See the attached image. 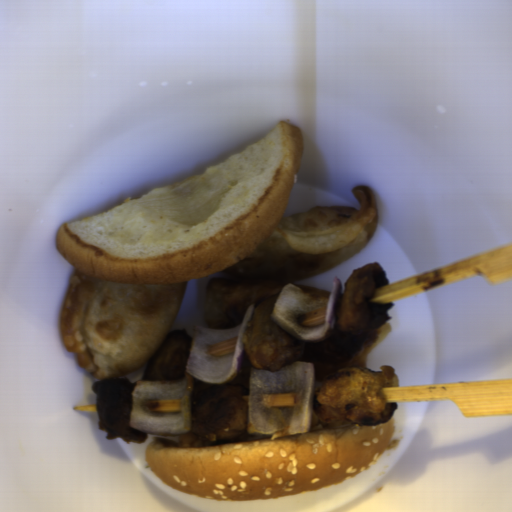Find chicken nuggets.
<instances>
[{
	"label": "chicken nuggets",
	"instance_id": "obj_1",
	"mask_svg": "<svg viewBox=\"0 0 512 512\" xmlns=\"http://www.w3.org/2000/svg\"><path fill=\"white\" fill-rule=\"evenodd\" d=\"M381 371L367 367L342 368L323 376V385L314 388L312 412L322 425L349 421L358 426H376L392 418L400 403L386 402L383 387H399L393 366Z\"/></svg>",
	"mask_w": 512,
	"mask_h": 512
},
{
	"label": "chicken nuggets",
	"instance_id": "obj_2",
	"mask_svg": "<svg viewBox=\"0 0 512 512\" xmlns=\"http://www.w3.org/2000/svg\"><path fill=\"white\" fill-rule=\"evenodd\" d=\"M248 395L243 385L213 384L191 395L190 431L210 442L233 440L248 429Z\"/></svg>",
	"mask_w": 512,
	"mask_h": 512
},
{
	"label": "chicken nuggets",
	"instance_id": "obj_3",
	"mask_svg": "<svg viewBox=\"0 0 512 512\" xmlns=\"http://www.w3.org/2000/svg\"><path fill=\"white\" fill-rule=\"evenodd\" d=\"M390 279L377 261L355 268L344 282V290L336 304L334 330L365 335L386 324L392 316L388 311L394 302H370L377 287L388 285Z\"/></svg>",
	"mask_w": 512,
	"mask_h": 512
},
{
	"label": "chicken nuggets",
	"instance_id": "obj_4",
	"mask_svg": "<svg viewBox=\"0 0 512 512\" xmlns=\"http://www.w3.org/2000/svg\"><path fill=\"white\" fill-rule=\"evenodd\" d=\"M278 294L255 306L243 335V350L247 359L257 369H269L270 372L280 371L302 359L307 345V342L297 340L273 323L270 311Z\"/></svg>",
	"mask_w": 512,
	"mask_h": 512
},
{
	"label": "chicken nuggets",
	"instance_id": "obj_5",
	"mask_svg": "<svg viewBox=\"0 0 512 512\" xmlns=\"http://www.w3.org/2000/svg\"><path fill=\"white\" fill-rule=\"evenodd\" d=\"M135 385V381L123 377L96 380L91 385L92 392L96 394L97 427L107 431L106 439L121 438L127 444L145 442L146 433L130 426Z\"/></svg>",
	"mask_w": 512,
	"mask_h": 512
},
{
	"label": "chicken nuggets",
	"instance_id": "obj_6",
	"mask_svg": "<svg viewBox=\"0 0 512 512\" xmlns=\"http://www.w3.org/2000/svg\"><path fill=\"white\" fill-rule=\"evenodd\" d=\"M192 337L185 329L170 331L146 365L143 381H178L186 374Z\"/></svg>",
	"mask_w": 512,
	"mask_h": 512
}]
</instances>
